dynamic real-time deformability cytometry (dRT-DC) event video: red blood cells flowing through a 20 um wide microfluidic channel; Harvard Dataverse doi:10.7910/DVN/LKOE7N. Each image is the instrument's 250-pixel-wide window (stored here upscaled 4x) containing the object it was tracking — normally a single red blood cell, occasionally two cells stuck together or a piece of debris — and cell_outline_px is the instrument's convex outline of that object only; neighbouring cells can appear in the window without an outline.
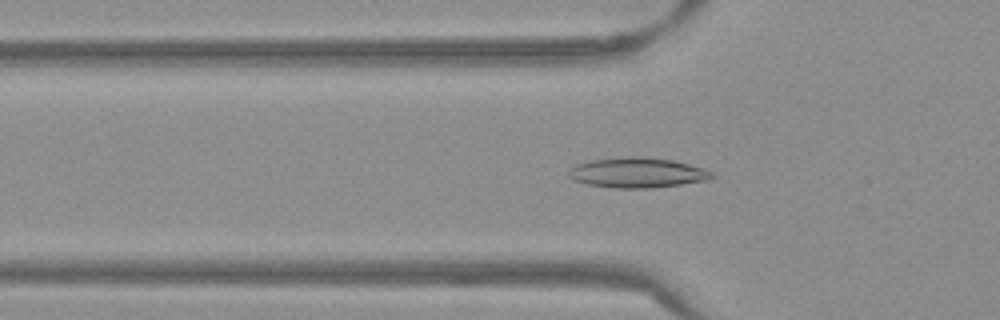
{"species": "Egyptian fruit bat (a non-hibernating species)", "species_latin": "Rousettus aegyptiacus", "temperature_condition": "warm", "stored_images_in_passage": 53, "camera_frame_rate_fps": 3000, "um_per_image_px": 0.085, "frame": {"image": 1, "passage_image": 18, "time_ms": 5.667, "image_size_px": [1000, 320], "cell_outline_px": [[716, 176], [708, 180], [652, 188], [616, 188], [588, 184], [572, 180], [568, 176], [568, 172], [576, 164], [592, 160], [628, 156], [640, 156], [672, 160], [704, 168], [712, 172]], "centroid_in_image_um": [54.18, 14.68], "position_along_channel_um": 71.6, "area_um2": 25.09}}
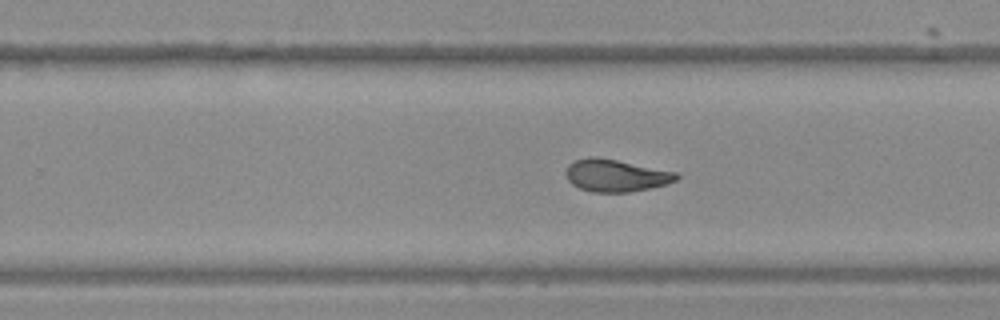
{"frame": {"image": 2, "passage_image": 34, "time_ms": 11.0, "image_size_px": [1000, 320], "cell_outline_px": [[680, 176], [676, 180], [668, 184], [628, 192], [592, 192], [580, 188], [572, 184], [568, 180], [564, 172], [568, 164], [576, 160], [588, 156], [596, 156], [676, 172]], "centroid_in_image_um": [52.31, 14.91], "position_along_channel_um": 277.5, "area_um2": 20.75}}
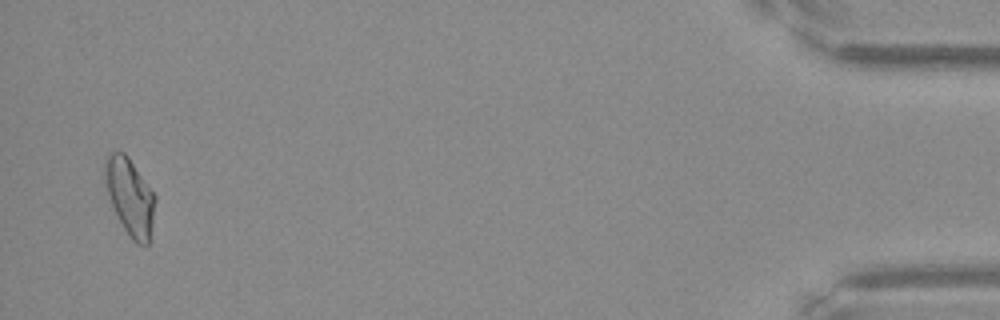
{"frame": {"image": 3, "passage_image": 52, "time_ms": 17.0, "image_size_px": [1000, 320], "cell_outline_px": [[156, 200], [148, 244], [136, 244], [132, 240], [124, 228], [112, 204], [104, 180], [104, 156], [112, 152], [124, 152], [128, 156], [156, 196]], "centroid_in_image_um": [11.03, 16.67], "position_along_channel_um": 424.2, "area_um2": 22.2}, "authors_computed_cell_mechanics": {"area_um2": 21.5594, "velocity_mm_per_s": 3.8443, "shape_relaxation_time_tau1_ms": null, "shape_relaxation_time_tau2_ms": 2.3942, "deformation_change_tau1": null, "deformation_change_tau2": 0.0713}}